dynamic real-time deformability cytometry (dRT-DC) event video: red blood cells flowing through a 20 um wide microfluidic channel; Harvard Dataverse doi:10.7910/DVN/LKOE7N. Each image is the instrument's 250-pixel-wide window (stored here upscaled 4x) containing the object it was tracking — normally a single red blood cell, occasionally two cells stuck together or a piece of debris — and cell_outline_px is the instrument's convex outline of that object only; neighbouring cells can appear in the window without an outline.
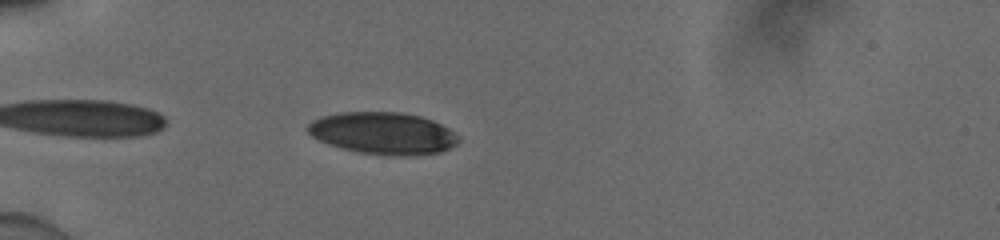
{"species": "human", "species_latin": "Homo sapiens", "temperature_condition": "cold", "stored_images_in_passage": 37, "camera_frame_rate_fps": 3000, "um_per_image_px": 0.085, "donor": {"sex": "male"}, "frame": {"image": 1, "passage_image": 3, "time_ms": 0.667, "image_size_px": [1000, 240], "cell_outline_px": [[460, 140], [456, 144], [440, 152], [416, 156], [392, 156], [360, 152], [328, 144], [312, 136], [308, 132], [308, 124], [312, 120], [324, 116], [340, 112], [400, 112], [420, 116], [432, 120], [448, 128], [460, 136]], "centroid_in_image_um": [32.6, 11.33], "position_along_channel_um": 52.4, "area_um2": 36.88}}
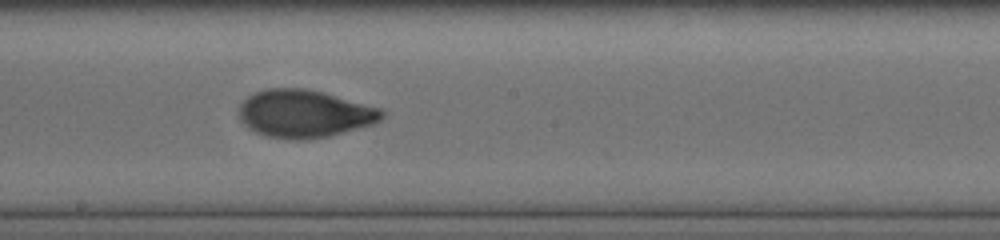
{"frame": {"image": 2, "passage_image": 18, "time_ms": 5.667, "image_size_px": [1000, 240], "cell_outline_px": [[384, 116], [380, 120], [372, 124], [328, 136], [308, 140], [296, 140], [268, 136], [256, 132], [248, 128], [240, 120], [240, 104], [248, 96], [264, 88], [304, 88], [324, 92], [380, 108], [384, 112]], "centroid_in_image_um": [25.86, 9.66], "position_along_channel_um": 222.3, "area_um2": 39.59}}
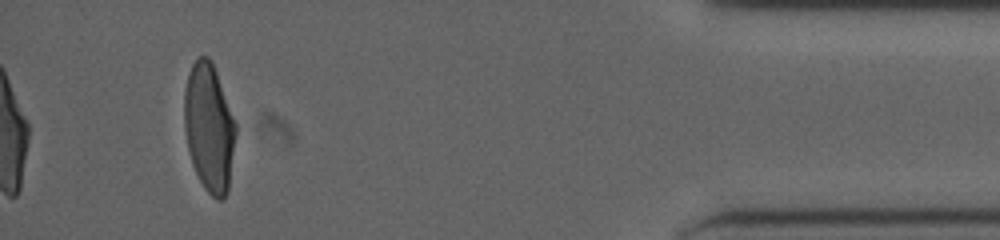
{"frame": {"image": 3, "passage_image": 37, "time_ms": 12.0, "image_size_px": [1000, 240], "cell_outline_px": [[236, 132], [228, 192], [220, 200], [216, 200], [204, 188], [192, 164], [188, 148], [184, 128], [184, 88], [192, 64], [196, 56], [208, 56], [216, 72], [236, 124]], "centroid_in_image_um": [17.76, 10.84], "position_along_channel_um": 417.4, "area_um2": 38.21}, "authors_computed_cell_mechanics": {"area_um2": 38.6682, "velocity_mm_per_s": 3.9165, "shape_relaxation_time_tau1_ms": 4.269, "shape_relaxation_time_tau2_ms": 0.9697, "deformation_change_tau1": 0.1757, "deformation_change_tau2": 0.0527}}